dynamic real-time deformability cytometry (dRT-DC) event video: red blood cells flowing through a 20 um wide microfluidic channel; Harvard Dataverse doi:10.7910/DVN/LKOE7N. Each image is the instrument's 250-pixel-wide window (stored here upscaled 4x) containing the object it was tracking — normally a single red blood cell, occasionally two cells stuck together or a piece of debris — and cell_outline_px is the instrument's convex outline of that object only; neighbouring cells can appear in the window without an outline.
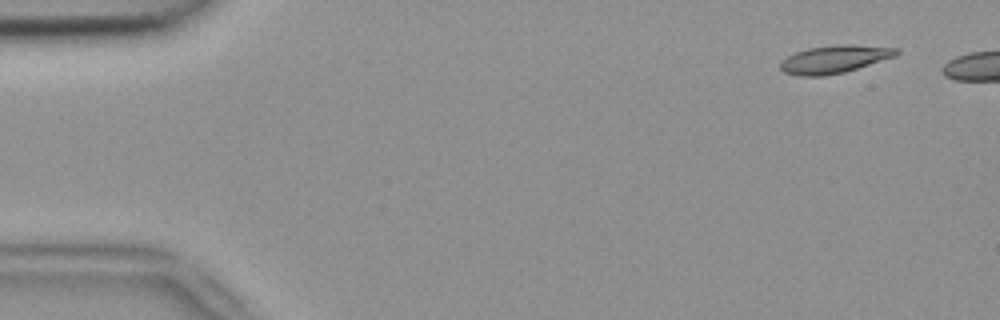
{"species": "common noctule bat (a hibernating species)", "species_latin": "Nyctalus noctula", "temperature_condition": "room temperature", "stored_images_in_passage": 5, "camera_frame_rate_fps": 3000, "um_per_image_px": 0.085, "animal": {"sex": "female", "body_mass_g": 18.4}, "frame": {"image": 1, "passage_image": 1, "time_ms": 0.0, "image_size_px": [1000, 320], "cell_outline_px": [[900, 52], [896, 56], [844, 72], [824, 76], [800, 76], [784, 72], [780, 68], [780, 60], [796, 52], [808, 48], [836, 44], [844, 44], [900, 48]], "centroid_in_image_um": [70.92, 5.03], "position_along_channel_um": 14.1, "area_um2": 18.79}}
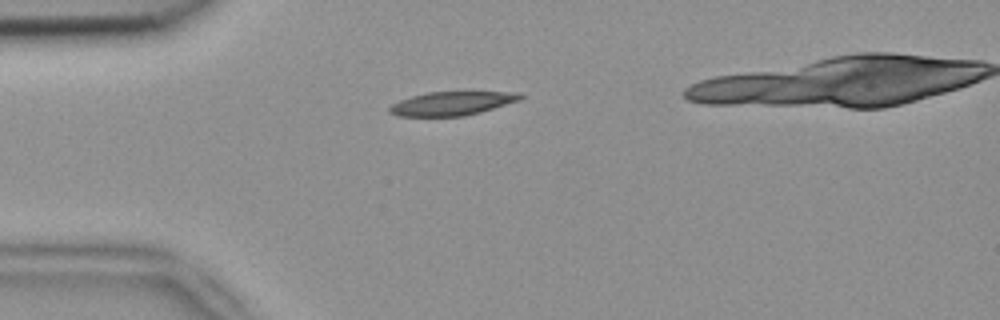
{"frame": {"image": 2, "passage_image": 4, "time_ms": 1.0, "image_size_px": [1000, 320], "cell_outline_px": [[524, 96], [520, 100], [480, 112], [464, 116], [396, 116], [388, 112], [388, 108], [392, 104], [400, 100], [412, 96], [428, 92], [520, 92]], "centroid_in_image_um": [38.4, 8.79], "position_along_channel_um": 46.6, "area_um2": 18.03}}